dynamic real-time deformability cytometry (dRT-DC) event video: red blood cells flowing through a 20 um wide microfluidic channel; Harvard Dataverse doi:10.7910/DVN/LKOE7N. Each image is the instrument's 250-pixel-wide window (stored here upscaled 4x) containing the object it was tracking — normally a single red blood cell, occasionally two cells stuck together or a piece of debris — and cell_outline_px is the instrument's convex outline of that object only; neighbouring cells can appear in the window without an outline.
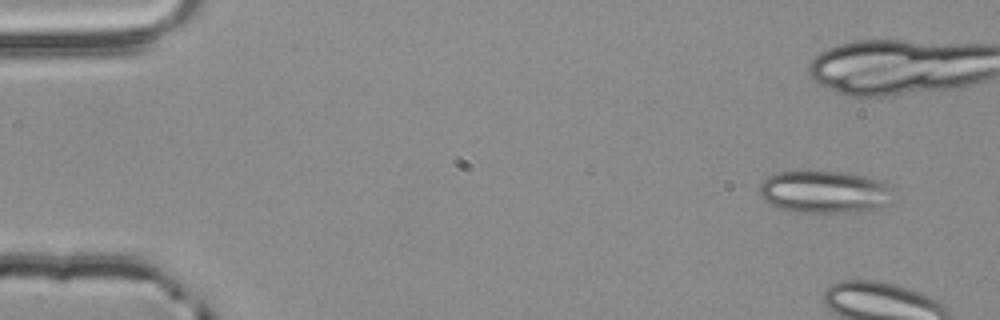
{"species": "common noctule bat (a hibernating species)", "species_latin": "Nyctalus noctula", "temperature_condition": "room temperature", "stored_images_in_passage": 4, "camera_frame_rate_fps": 3000, "um_per_image_px": 0.085, "animal": {"sex": "male", "body_mass_g": 20.4}, "frame": {"image": 1, "passage_image": 1, "time_ms": 0.0, "image_size_px": [1000, 320], "cell_outline_px": [[900, 196], [892, 204], [876, 208], [832, 212], [796, 212], [780, 208], [764, 200], [760, 196], [760, 184], [768, 176], [776, 172], [844, 172], [868, 176], [884, 180], [892, 184]], "centroid_in_image_um": [70.25, 16.3], "position_along_channel_um": 14.8, "area_um2": 33.64}}